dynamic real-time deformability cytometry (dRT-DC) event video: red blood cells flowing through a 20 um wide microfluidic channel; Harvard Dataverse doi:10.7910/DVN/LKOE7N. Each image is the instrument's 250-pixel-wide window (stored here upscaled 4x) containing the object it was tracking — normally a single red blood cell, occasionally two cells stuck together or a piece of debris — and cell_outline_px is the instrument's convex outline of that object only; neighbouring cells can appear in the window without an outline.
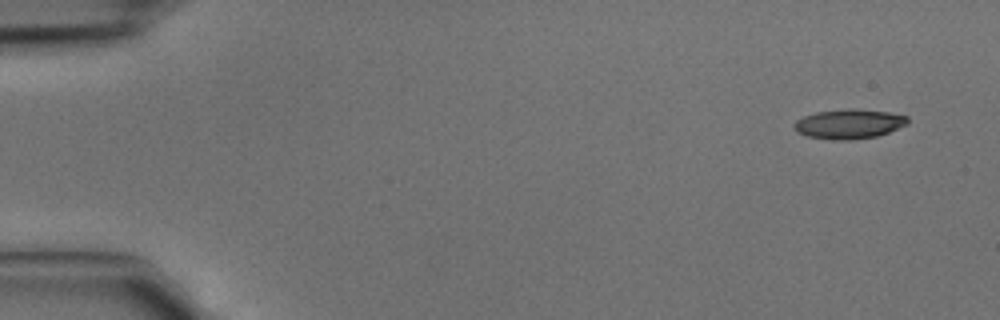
{"species": "common noctule bat (a hibernating species)", "species_latin": "Nyctalus noctula", "temperature_condition": "cold", "stored_images_in_passage": 4, "camera_frame_rate_fps": 3000, "um_per_image_px": 0.085, "animal": {"sex": "male", "body_mass_g": 15.6}, "frame": {"image": 1, "passage_image": 1, "time_ms": 0.0, "image_size_px": [1000, 320], "cell_outline_px": [[908, 124], [888, 132], [876, 136], [848, 140], [832, 140], [808, 136], [796, 132], [792, 124], [796, 120], [804, 116], [816, 112], [848, 108], [856, 108], [888, 112], [908, 116]], "centroid_in_image_um": [72.15, 10.53], "position_along_channel_um": 12.9, "area_um2": 19.65}}